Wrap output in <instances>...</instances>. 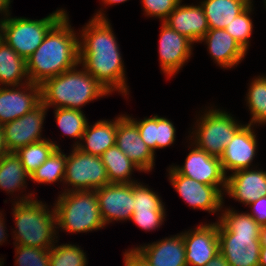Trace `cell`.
I'll list each match as a JSON object with an SVG mask.
<instances>
[{"mask_svg":"<svg viewBox=\"0 0 266 266\" xmlns=\"http://www.w3.org/2000/svg\"><path fill=\"white\" fill-rule=\"evenodd\" d=\"M184 164L172 167L180 174L195 179L209 186H226L227 176L222 170L220 158L211 156L204 150H200L194 144H190ZM193 148V149H192Z\"/></svg>","mask_w":266,"mask_h":266,"instance_id":"17","label":"cell"},{"mask_svg":"<svg viewBox=\"0 0 266 266\" xmlns=\"http://www.w3.org/2000/svg\"><path fill=\"white\" fill-rule=\"evenodd\" d=\"M252 213H249L255 221L260 225H266V196L260 197L256 201L247 205Z\"/></svg>","mask_w":266,"mask_h":266,"instance_id":"39","label":"cell"},{"mask_svg":"<svg viewBox=\"0 0 266 266\" xmlns=\"http://www.w3.org/2000/svg\"><path fill=\"white\" fill-rule=\"evenodd\" d=\"M127 116L136 124L141 139L154 154L155 150L170 147L174 143L176 128L169 119L154 114L138 121Z\"/></svg>","mask_w":266,"mask_h":266,"instance_id":"23","label":"cell"},{"mask_svg":"<svg viewBox=\"0 0 266 266\" xmlns=\"http://www.w3.org/2000/svg\"><path fill=\"white\" fill-rule=\"evenodd\" d=\"M54 116L58 127L64 135H67L70 138L80 139V141L78 140L74 142L72 147H75L82 142L81 138L88 124L87 118L82 110L55 108Z\"/></svg>","mask_w":266,"mask_h":266,"instance_id":"31","label":"cell"},{"mask_svg":"<svg viewBox=\"0 0 266 266\" xmlns=\"http://www.w3.org/2000/svg\"><path fill=\"white\" fill-rule=\"evenodd\" d=\"M72 152V153H71ZM67 156L64 192L96 190L109 184L106 168L100 156L79 150L76 146ZM72 186V188H71Z\"/></svg>","mask_w":266,"mask_h":266,"instance_id":"9","label":"cell"},{"mask_svg":"<svg viewBox=\"0 0 266 266\" xmlns=\"http://www.w3.org/2000/svg\"><path fill=\"white\" fill-rule=\"evenodd\" d=\"M259 266H266V245H261Z\"/></svg>","mask_w":266,"mask_h":266,"instance_id":"45","label":"cell"},{"mask_svg":"<svg viewBox=\"0 0 266 266\" xmlns=\"http://www.w3.org/2000/svg\"><path fill=\"white\" fill-rule=\"evenodd\" d=\"M127 0H102L103 4L104 5H116V4H120V3H124L126 2Z\"/></svg>","mask_w":266,"mask_h":266,"instance_id":"47","label":"cell"},{"mask_svg":"<svg viewBox=\"0 0 266 266\" xmlns=\"http://www.w3.org/2000/svg\"><path fill=\"white\" fill-rule=\"evenodd\" d=\"M251 3L242 13L237 15L225 30L239 43V45L247 52L250 44V37L253 32V21L251 11L253 10Z\"/></svg>","mask_w":266,"mask_h":266,"instance_id":"34","label":"cell"},{"mask_svg":"<svg viewBox=\"0 0 266 266\" xmlns=\"http://www.w3.org/2000/svg\"><path fill=\"white\" fill-rule=\"evenodd\" d=\"M29 82L26 60L1 39L0 86H20Z\"/></svg>","mask_w":266,"mask_h":266,"instance_id":"26","label":"cell"},{"mask_svg":"<svg viewBox=\"0 0 266 266\" xmlns=\"http://www.w3.org/2000/svg\"><path fill=\"white\" fill-rule=\"evenodd\" d=\"M124 266H150L147 261L134 249L124 253Z\"/></svg>","mask_w":266,"mask_h":266,"instance_id":"40","label":"cell"},{"mask_svg":"<svg viewBox=\"0 0 266 266\" xmlns=\"http://www.w3.org/2000/svg\"><path fill=\"white\" fill-rule=\"evenodd\" d=\"M194 44L186 36L179 34L162 22L159 39V60L162 72L172 77L188 62Z\"/></svg>","mask_w":266,"mask_h":266,"instance_id":"16","label":"cell"},{"mask_svg":"<svg viewBox=\"0 0 266 266\" xmlns=\"http://www.w3.org/2000/svg\"><path fill=\"white\" fill-rule=\"evenodd\" d=\"M134 211H165L159 195L141 182L134 183Z\"/></svg>","mask_w":266,"mask_h":266,"instance_id":"35","label":"cell"},{"mask_svg":"<svg viewBox=\"0 0 266 266\" xmlns=\"http://www.w3.org/2000/svg\"><path fill=\"white\" fill-rule=\"evenodd\" d=\"M32 194L22 195L12 203L16 226L13 243L50 250L58 242L55 210L34 200Z\"/></svg>","mask_w":266,"mask_h":266,"instance_id":"5","label":"cell"},{"mask_svg":"<svg viewBox=\"0 0 266 266\" xmlns=\"http://www.w3.org/2000/svg\"><path fill=\"white\" fill-rule=\"evenodd\" d=\"M199 42L207 44L209 54L221 68L237 66L247 53L225 29H209Z\"/></svg>","mask_w":266,"mask_h":266,"instance_id":"22","label":"cell"},{"mask_svg":"<svg viewBox=\"0 0 266 266\" xmlns=\"http://www.w3.org/2000/svg\"><path fill=\"white\" fill-rule=\"evenodd\" d=\"M47 111L48 108L41 102L22 117L2 126L4 143L9 153L46 139L42 138L41 133Z\"/></svg>","mask_w":266,"mask_h":266,"instance_id":"11","label":"cell"},{"mask_svg":"<svg viewBox=\"0 0 266 266\" xmlns=\"http://www.w3.org/2000/svg\"><path fill=\"white\" fill-rule=\"evenodd\" d=\"M166 211H133L132 220L138 227L145 231L160 228L164 223Z\"/></svg>","mask_w":266,"mask_h":266,"instance_id":"38","label":"cell"},{"mask_svg":"<svg viewBox=\"0 0 266 266\" xmlns=\"http://www.w3.org/2000/svg\"><path fill=\"white\" fill-rule=\"evenodd\" d=\"M253 127L252 124H244L225 147L220 162L226 176L228 171L250 168L255 159L258 145Z\"/></svg>","mask_w":266,"mask_h":266,"instance_id":"18","label":"cell"},{"mask_svg":"<svg viewBox=\"0 0 266 266\" xmlns=\"http://www.w3.org/2000/svg\"><path fill=\"white\" fill-rule=\"evenodd\" d=\"M50 266H86V253L75 244H61L49 250Z\"/></svg>","mask_w":266,"mask_h":266,"instance_id":"33","label":"cell"},{"mask_svg":"<svg viewBox=\"0 0 266 266\" xmlns=\"http://www.w3.org/2000/svg\"><path fill=\"white\" fill-rule=\"evenodd\" d=\"M206 266H229L223 255L219 252Z\"/></svg>","mask_w":266,"mask_h":266,"instance_id":"41","label":"cell"},{"mask_svg":"<svg viewBox=\"0 0 266 266\" xmlns=\"http://www.w3.org/2000/svg\"><path fill=\"white\" fill-rule=\"evenodd\" d=\"M167 171L169 182L180 197L193 209H200L209 213L221 211L224 206L223 197L226 186L206 185L195 179L180 175L172 166Z\"/></svg>","mask_w":266,"mask_h":266,"instance_id":"10","label":"cell"},{"mask_svg":"<svg viewBox=\"0 0 266 266\" xmlns=\"http://www.w3.org/2000/svg\"><path fill=\"white\" fill-rule=\"evenodd\" d=\"M3 214L0 212V245H2L3 242L6 241L7 238V230H5V221H4V217ZM6 231V232H5Z\"/></svg>","mask_w":266,"mask_h":266,"instance_id":"42","label":"cell"},{"mask_svg":"<svg viewBox=\"0 0 266 266\" xmlns=\"http://www.w3.org/2000/svg\"><path fill=\"white\" fill-rule=\"evenodd\" d=\"M75 66L60 75L49 78L41 85V102L49 109L81 110L87 103L110 93L83 67Z\"/></svg>","mask_w":266,"mask_h":266,"instance_id":"4","label":"cell"},{"mask_svg":"<svg viewBox=\"0 0 266 266\" xmlns=\"http://www.w3.org/2000/svg\"><path fill=\"white\" fill-rule=\"evenodd\" d=\"M181 233L187 266H206L219 253L218 221Z\"/></svg>","mask_w":266,"mask_h":266,"instance_id":"14","label":"cell"},{"mask_svg":"<svg viewBox=\"0 0 266 266\" xmlns=\"http://www.w3.org/2000/svg\"><path fill=\"white\" fill-rule=\"evenodd\" d=\"M66 13L46 34L41 45L26 60L30 82L41 85L79 65V40Z\"/></svg>","mask_w":266,"mask_h":266,"instance_id":"2","label":"cell"},{"mask_svg":"<svg viewBox=\"0 0 266 266\" xmlns=\"http://www.w3.org/2000/svg\"><path fill=\"white\" fill-rule=\"evenodd\" d=\"M134 249L150 266H187L182 233Z\"/></svg>","mask_w":266,"mask_h":266,"instance_id":"20","label":"cell"},{"mask_svg":"<svg viewBox=\"0 0 266 266\" xmlns=\"http://www.w3.org/2000/svg\"><path fill=\"white\" fill-rule=\"evenodd\" d=\"M117 117L114 120H99L86 126L81 140L76 147L82 152L101 156L108 148L116 145Z\"/></svg>","mask_w":266,"mask_h":266,"instance_id":"24","label":"cell"},{"mask_svg":"<svg viewBox=\"0 0 266 266\" xmlns=\"http://www.w3.org/2000/svg\"><path fill=\"white\" fill-rule=\"evenodd\" d=\"M57 148H60V146L55 141L43 139L19 148L14 153L20 159L26 172L31 176Z\"/></svg>","mask_w":266,"mask_h":266,"instance_id":"29","label":"cell"},{"mask_svg":"<svg viewBox=\"0 0 266 266\" xmlns=\"http://www.w3.org/2000/svg\"><path fill=\"white\" fill-rule=\"evenodd\" d=\"M11 0H0V14L2 13L6 17L11 12L9 11V6H11Z\"/></svg>","mask_w":266,"mask_h":266,"instance_id":"43","label":"cell"},{"mask_svg":"<svg viewBox=\"0 0 266 266\" xmlns=\"http://www.w3.org/2000/svg\"><path fill=\"white\" fill-rule=\"evenodd\" d=\"M41 103L40 85L0 86V125L25 115Z\"/></svg>","mask_w":266,"mask_h":266,"instance_id":"13","label":"cell"},{"mask_svg":"<svg viewBox=\"0 0 266 266\" xmlns=\"http://www.w3.org/2000/svg\"><path fill=\"white\" fill-rule=\"evenodd\" d=\"M57 229L69 233L100 230L105 227L95 190L62 192L54 203Z\"/></svg>","mask_w":266,"mask_h":266,"instance_id":"6","label":"cell"},{"mask_svg":"<svg viewBox=\"0 0 266 266\" xmlns=\"http://www.w3.org/2000/svg\"><path fill=\"white\" fill-rule=\"evenodd\" d=\"M67 155L57 148L49 158L38 167L30 176L31 181L51 184L57 181L63 182L65 177Z\"/></svg>","mask_w":266,"mask_h":266,"instance_id":"32","label":"cell"},{"mask_svg":"<svg viewBox=\"0 0 266 266\" xmlns=\"http://www.w3.org/2000/svg\"><path fill=\"white\" fill-rule=\"evenodd\" d=\"M182 0L164 21L171 29L186 36L193 43L199 42L209 30L201 4L181 5Z\"/></svg>","mask_w":266,"mask_h":266,"instance_id":"21","label":"cell"},{"mask_svg":"<svg viewBox=\"0 0 266 266\" xmlns=\"http://www.w3.org/2000/svg\"><path fill=\"white\" fill-rule=\"evenodd\" d=\"M218 220L219 252L229 266H259L260 225L249 214L221 210Z\"/></svg>","mask_w":266,"mask_h":266,"instance_id":"3","label":"cell"},{"mask_svg":"<svg viewBox=\"0 0 266 266\" xmlns=\"http://www.w3.org/2000/svg\"><path fill=\"white\" fill-rule=\"evenodd\" d=\"M245 98L251 114L249 124H266V75L253 78Z\"/></svg>","mask_w":266,"mask_h":266,"instance_id":"30","label":"cell"},{"mask_svg":"<svg viewBox=\"0 0 266 266\" xmlns=\"http://www.w3.org/2000/svg\"><path fill=\"white\" fill-rule=\"evenodd\" d=\"M181 0H142L144 14L164 22Z\"/></svg>","mask_w":266,"mask_h":266,"instance_id":"37","label":"cell"},{"mask_svg":"<svg viewBox=\"0 0 266 266\" xmlns=\"http://www.w3.org/2000/svg\"><path fill=\"white\" fill-rule=\"evenodd\" d=\"M116 145L139 168L150 172L154 167L155 154L141 139L136 124L127 116L117 117Z\"/></svg>","mask_w":266,"mask_h":266,"instance_id":"15","label":"cell"},{"mask_svg":"<svg viewBox=\"0 0 266 266\" xmlns=\"http://www.w3.org/2000/svg\"><path fill=\"white\" fill-rule=\"evenodd\" d=\"M27 178L30 179V175L15 153H8L0 158V189L13 194L17 190L27 188Z\"/></svg>","mask_w":266,"mask_h":266,"instance_id":"28","label":"cell"},{"mask_svg":"<svg viewBox=\"0 0 266 266\" xmlns=\"http://www.w3.org/2000/svg\"><path fill=\"white\" fill-rule=\"evenodd\" d=\"M106 168L109 183H135L131 174L139 168L122 152L117 145L108 148L101 156Z\"/></svg>","mask_w":266,"mask_h":266,"instance_id":"27","label":"cell"},{"mask_svg":"<svg viewBox=\"0 0 266 266\" xmlns=\"http://www.w3.org/2000/svg\"><path fill=\"white\" fill-rule=\"evenodd\" d=\"M252 2L250 0H203L199 3L207 18L209 29H225Z\"/></svg>","mask_w":266,"mask_h":266,"instance_id":"25","label":"cell"},{"mask_svg":"<svg viewBox=\"0 0 266 266\" xmlns=\"http://www.w3.org/2000/svg\"><path fill=\"white\" fill-rule=\"evenodd\" d=\"M236 201L249 205L266 196V171L240 169L227 176L225 193Z\"/></svg>","mask_w":266,"mask_h":266,"instance_id":"19","label":"cell"},{"mask_svg":"<svg viewBox=\"0 0 266 266\" xmlns=\"http://www.w3.org/2000/svg\"><path fill=\"white\" fill-rule=\"evenodd\" d=\"M9 152L5 146L4 143V137H3V131H2V126L0 125V158L2 156L7 155Z\"/></svg>","mask_w":266,"mask_h":266,"instance_id":"44","label":"cell"},{"mask_svg":"<svg viewBox=\"0 0 266 266\" xmlns=\"http://www.w3.org/2000/svg\"><path fill=\"white\" fill-rule=\"evenodd\" d=\"M97 11L82 27L79 40V64L110 94H129L124 62L111 23L104 12Z\"/></svg>","mask_w":266,"mask_h":266,"instance_id":"1","label":"cell"},{"mask_svg":"<svg viewBox=\"0 0 266 266\" xmlns=\"http://www.w3.org/2000/svg\"><path fill=\"white\" fill-rule=\"evenodd\" d=\"M58 9L42 19L11 17L8 14L0 19L1 39L19 56L27 60L41 45L48 31L66 14Z\"/></svg>","mask_w":266,"mask_h":266,"instance_id":"7","label":"cell"},{"mask_svg":"<svg viewBox=\"0 0 266 266\" xmlns=\"http://www.w3.org/2000/svg\"><path fill=\"white\" fill-rule=\"evenodd\" d=\"M197 118L195 127L192 128L190 137L200 150H204L211 156L220 158L225 147L233 139L234 134L244 125L237 121L226 111L210 108Z\"/></svg>","mask_w":266,"mask_h":266,"instance_id":"8","label":"cell"},{"mask_svg":"<svg viewBox=\"0 0 266 266\" xmlns=\"http://www.w3.org/2000/svg\"><path fill=\"white\" fill-rule=\"evenodd\" d=\"M106 224L130 220L134 211V183H109L95 190Z\"/></svg>","mask_w":266,"mask_h":266,"instance_id":"12","label":"cell"},{"mask_svg":"<svg viewBox=\"0 0 266 266\" xmlns=\"http://www.w3.org/2000/svg\"><path fill=\"white\" fill-rule=\"evenodd\" d=\"M259 240L261 245H266V225L260 227Z\"/></svg>","mask_w":266,"mask_h":266,"instance_id":"46","label":"cell"},{"mask_svg":"<svg viewBox=\"0 0 266 266\" xmlns=\"http://www.w3.org/2000/svg\"><path fill=\"white\" fill-rule=\"evenodd\" d=\"M15 245V265L18 266H50L49 250Z\"/></svg>","mask_w":266,"mask_h":266,"instance_id":"36","label":"cell"}]
</instances>
